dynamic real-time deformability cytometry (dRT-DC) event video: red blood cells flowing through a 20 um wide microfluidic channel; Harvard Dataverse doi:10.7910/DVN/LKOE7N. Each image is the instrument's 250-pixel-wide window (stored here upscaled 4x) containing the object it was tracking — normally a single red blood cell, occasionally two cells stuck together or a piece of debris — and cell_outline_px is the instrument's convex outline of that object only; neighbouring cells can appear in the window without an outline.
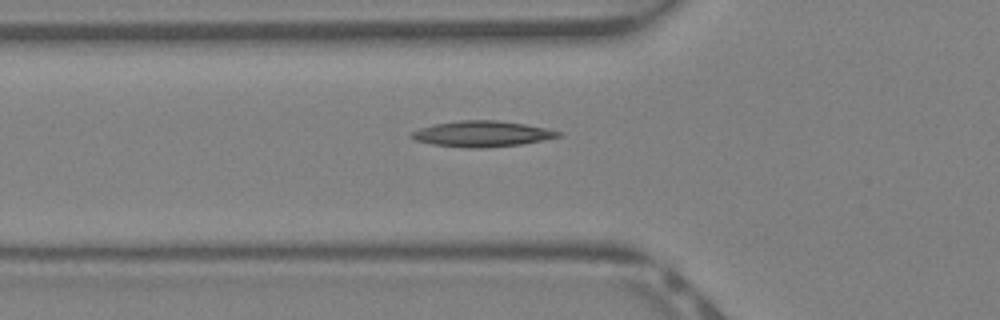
{"species": "Egyptian fruit bat (a non-hibernating species)", "species_latin": "Rousettus aegyptiacus", "temperature_condition": "warm", "stored_images_in_passage": 30, "camera_frame_rate_fps": 3000, "um_per_image_px": 0.085, "animal": {"sex": "female"}, "frame": {"image": 1, "passage_image": 6, "time_ms": 1.667, "image_size_px": [1000, 320], "cell_outline_px": [[560, 136], [544, 140], [520, 144], [480, 148], [468, 148], [432, 144], [416, 140], [408, 136], [412, 132], [420, 128], [436, 124], [460, 120], [496, 120], [524, 124], [544, 128], [560, 132]], "centroid_in_image_um": [40.94, 11.38], "position_along_channel_um": 84.9, "area_um2": 21.73}}
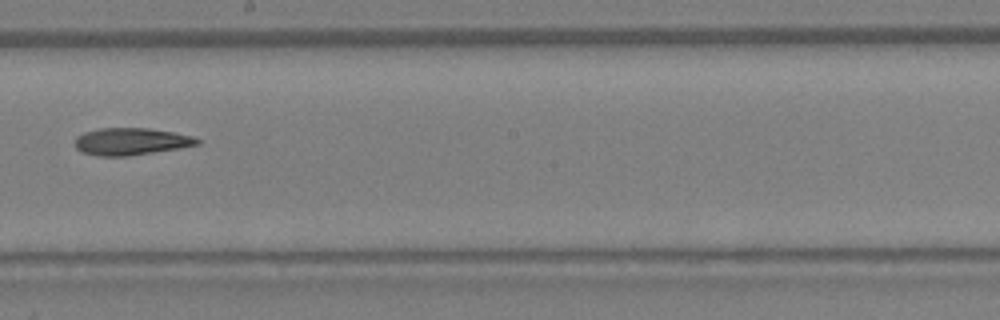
{"frame": {"image": 2, "passage_image": 15, "time_ms": 4.667, "image_size_px": [1000, 320], "cell_outline_px": [[200, 144], [180, 148], [128, 156], [96, 156], [80, 152], [76, 148], [76, 136], [84, 132], [100, 128], [148, 128], [172, 132], [192, 136], [200, 140]], "centroid_in_image_um": [11.11, 12.03], "position_along_channel_um": 237.1, "area_um2": 19.36}}
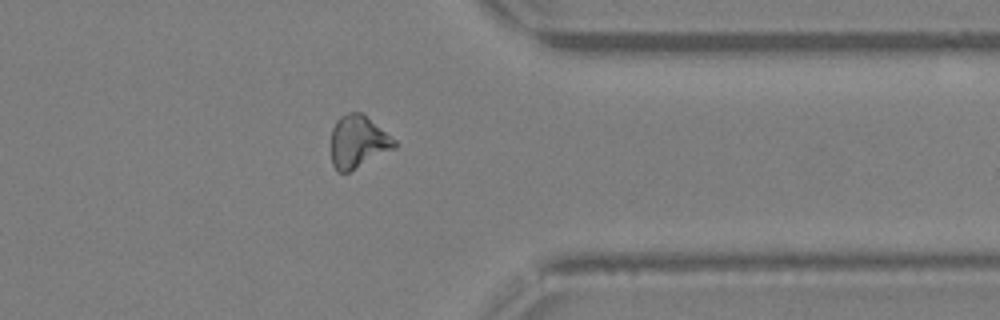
{"frame": {"image": 3, "passage_image": 24, "time_ms": 7.667, "image_size_px": [1000, 320], "cell_outline_px": [[396, 148], [348, 172], [340, 172], [332, 164], [332, 128], [336, 120], [340, 116], [348, 112], [360, 112], [396, 140]], "centroid_in_image_um": [30.43, 12.04], "position_along_channel_um": 381.0, "area_um2": 19.07}}